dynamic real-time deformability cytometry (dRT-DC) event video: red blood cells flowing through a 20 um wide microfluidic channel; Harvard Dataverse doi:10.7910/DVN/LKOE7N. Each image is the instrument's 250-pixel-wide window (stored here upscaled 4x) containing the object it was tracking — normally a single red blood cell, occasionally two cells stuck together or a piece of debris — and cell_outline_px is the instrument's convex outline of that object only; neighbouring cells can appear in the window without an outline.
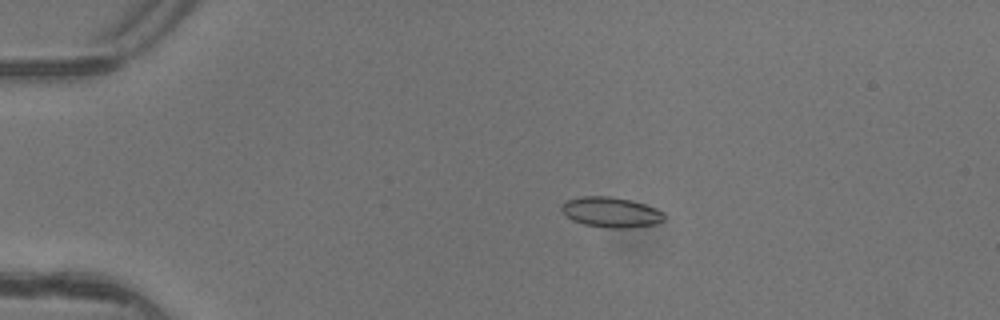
{"species": "common noctule bat (a hibernating species)", "species_latin": "Nyctalus noctula", "temperature_condition": "warm", "stored_images_in_passage": 7, "camera_frame_rate_fps": 3000, "um_per_image_px": 0.085, "animal": {"sex": "female"}, "frame": {"image": 1, "passage_image": 4, "time_ms": 1.0, "image_size_px": [1000, 320], "cell_outline_px": [[664, 220], [652, 224], [624, 228], [612, 228], [584, 224], [572, 220], [560, 208], [568, 200], [580, 196], [608, 196], [632, 200], [656, 208], [664, 212]], "centroid_in_image_um": [51.95, 18.02], "position_along_channel_um": 33.1, "area_um2": 17.8}}
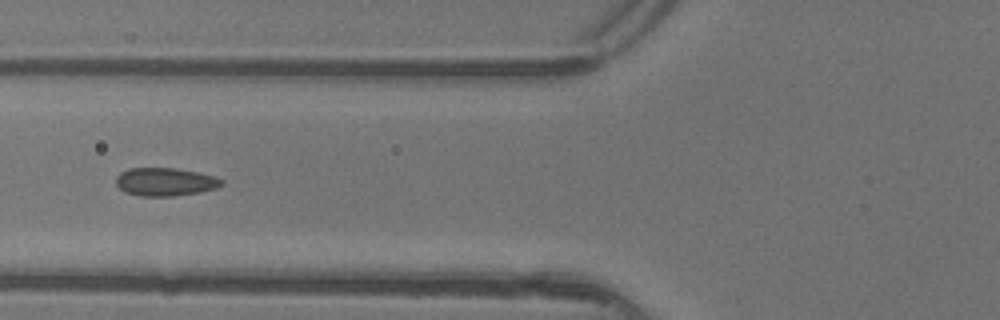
{"frame": {"image": 2, "passage_image": 6, "time_ms": 1.667, "image_size_px": [1000, 320], "cell_outline_px": [[224, 184], [216, 188], [200, 192], [172, 196], [140, 196], [124, 192], [116, 184], [116, 176], [120, 172], [128, 168], [176, 168], [200, 172], [224, 180]], "centroid_in_image_um": [14.03, 15.45], "position_along_channel_um": 111.8, "area_um2": 17.46}}
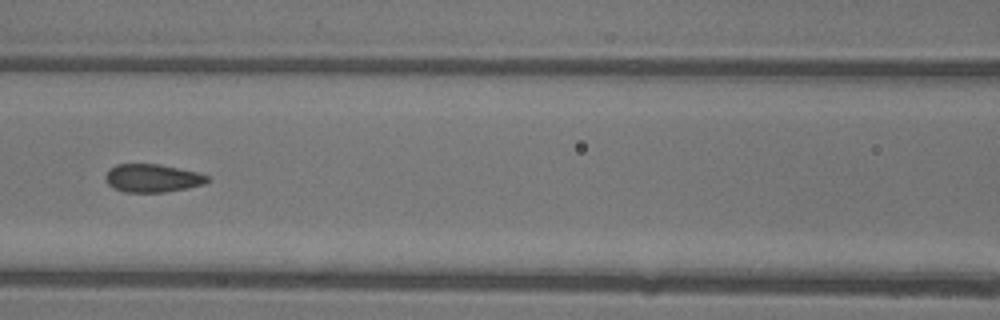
{"frame": {"image": 3, "passage_image": 7, "time_ms": 2.0, "image_size_px": [1000, 320], "cell_outline_px": [[208, 180], [204, 184], [164, 192], [124, 192], [108, 184], [104, 180], [104, 176], [108, 168], [116, 164], [160, 164], [196, 172], [208, 176]], "centroid_in_image_um": [12.89, 15.13], "position_along_channel_um": 153.7, "area_um2": 16.59}}